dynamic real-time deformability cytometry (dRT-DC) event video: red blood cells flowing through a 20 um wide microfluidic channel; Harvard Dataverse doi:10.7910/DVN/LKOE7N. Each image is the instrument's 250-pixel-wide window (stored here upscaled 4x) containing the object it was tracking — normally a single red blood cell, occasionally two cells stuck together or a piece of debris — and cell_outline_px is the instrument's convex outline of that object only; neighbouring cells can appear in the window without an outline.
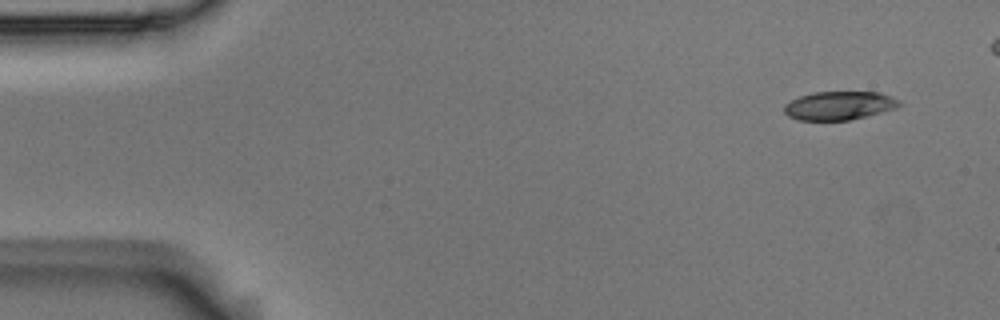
{"species": "Egyptian fruit bat (a non-hibernating species)", "species_latin": "Rousettus aegyptiacus", "temperature_condition": "room temperature", "stored_images_in_passage": 4, "camera_frame_rate_fps": 3000, "um_per_image_px": 0.085, "animal": {"sex": "male"}, "frame": {"image": 1, "passage_image": 4, "time_ms": 1.0, "image_size_px": [1000, 320], "cell_outline_px": [[900, 104], [896, 108], [848, 120], [796, 120], [788, 116], [784, 112], [784, 104], [800, 96], [812, 92], [880, 92], [892, 96], [900, 100]], "centroid_in_image_um": [71.31, 8.97], "position_along_channel_um": 13.7, "area_um2": 19.07}}